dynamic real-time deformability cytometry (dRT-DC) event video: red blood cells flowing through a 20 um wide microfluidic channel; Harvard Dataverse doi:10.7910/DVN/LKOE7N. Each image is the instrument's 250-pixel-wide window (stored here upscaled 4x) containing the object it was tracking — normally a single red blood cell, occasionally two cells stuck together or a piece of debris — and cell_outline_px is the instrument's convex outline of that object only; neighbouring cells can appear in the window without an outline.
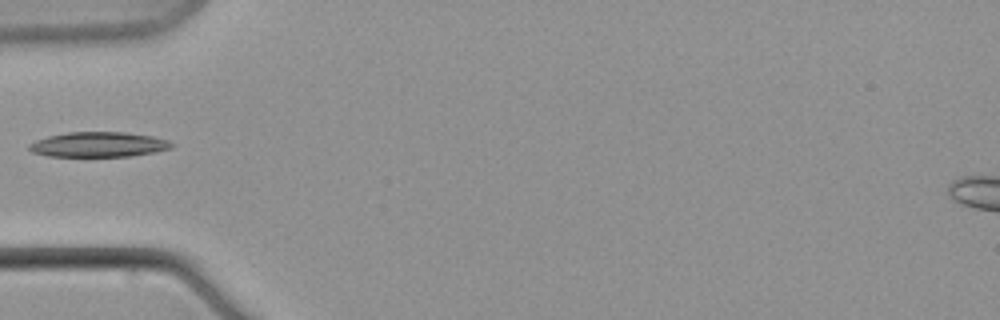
{"species": "common noctule bat (a hibernating species)", "species_latin": "Nyctalus noctula", "temperature_condition": "warm", "stored_images_in_passage": 9, "camera_frame_rate_fps": 3000, "um_per_image_px": 0.085, "animal": {"sex": "male", "body_mass_g": 21.5, "forearm_length_mm": 52.0}, "frame": {"image": 1, "passage_image": 1, "time_ms": 0.0, "image_size_px": [1000, 320], "cell_outline_px": [[176, 144], [172, 148], [156, 152], [132, 156], [48, 156], [32, 152], [28, 148], [28, 144], [36, 140], [48, 136], [68, 132], [124, 132], [152, 136], [168, 140]], "centroid_in_image_um": [8.41, 12.28], "position_along_channel_um": 76.6, "area_um2": 20.87}}